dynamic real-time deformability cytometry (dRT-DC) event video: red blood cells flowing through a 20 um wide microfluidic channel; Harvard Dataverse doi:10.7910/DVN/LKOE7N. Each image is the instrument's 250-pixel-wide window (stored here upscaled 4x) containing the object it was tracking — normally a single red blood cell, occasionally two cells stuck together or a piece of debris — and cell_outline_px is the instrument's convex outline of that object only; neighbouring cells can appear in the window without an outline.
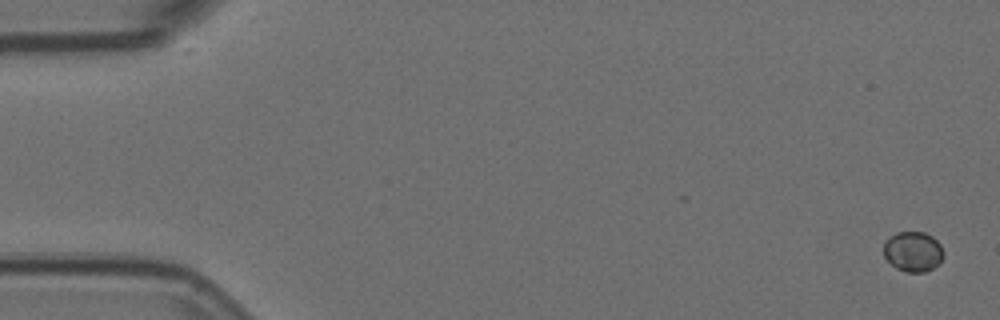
{"species": "Egyptian fruit bat (a non-hibernating species)", "species_latin": "Rousettus aegyptiacus", "temperature_condition": "room temperature", "stored_images_in_passage": 5, "camera_frame_rate_fps": 3000, "um_per_image_px": 0.085, "animal": {"sex": "female"}, "frame": {"image": 1, "passage_image": 1, "time_ms": 0.0, "image_size_px": [1000, 320], "cell_outline_px": [[944, 256], [940, 264], [924, 272], [904, 272], [896, 268], [884, 256], [884, 240], [896, 232], [924, 232], [932, 236], [940, 244], [944, 252]], "centroid_in_image_um": [77.62, 21.38], "position_along_channel_um": 7.4, "area_um2": 14.16}}
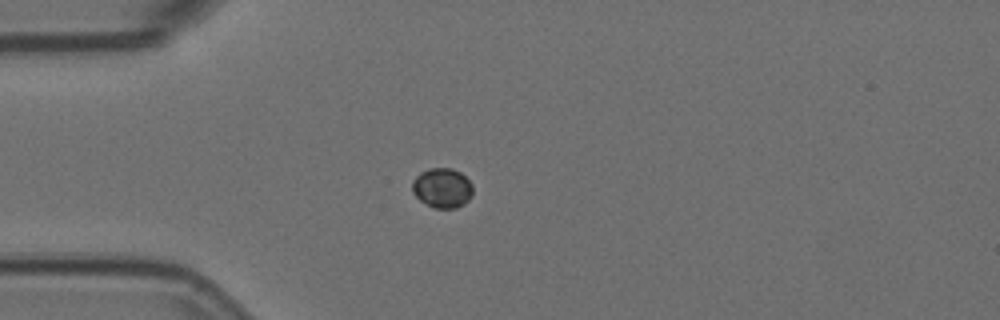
{"frame": {"image": 2, "passage_image": 5, "time_ms": 1.333, "image_size_px": [1000, 320], "cell_outline_px": [[472, 196], [464, 204], [456, 208], [432, 208], [420, 200], [412, 192], [412, 180], [420, 172], [428, 168], [452, 168], [460, 172], [472, 184]], "centroid_in_image_um": [37.58, 15.97], "position_along_channel_um": 47.4, "area_um2": 14.16}}